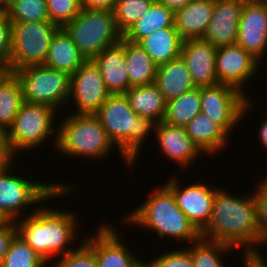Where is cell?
<instances>
[{"label": "cell", "mask_w": 267, "mask_h": 267, "mask_svg": "<svg viewBox=\"0 0 267 267\" xmlns=\"http://www.w3.org/2000/svg\"><path fill=\"white\" fill-rule=\"evenodd\" d=\"M227 191L220 187L216 190L211 218L201 238L242 249V254H261L253 193L235 196Z\"/></svg>", "instance_id": "obj_1"}, {"label": "cell", "mask_w": 267, "mask_h": 267, "mask_svg": "<svg viewBox=\"0 0 267 267\" xmlns=\"http://www.w3.org/2000/svg\"><path fill=\"white\" fill-rule=\"evenodd\" d=\"M40 206L15 221L17 233L42 259L53 264L54 257L59 259L78 247L73 244L79 235V222L74 211Z\"/></svg>", "instance_id": "obj_2"}, {"label": "cell", "mask_w": 267, "mask_h": 267, "mask_svg": "<svg viewBox=\"0 0 267 267\" xmlns=\"http://www.w3.org/2000/svg\"><path fill=\"white\" fill-rule=\"evenodd\" d=\"M94 115L117 147L126 168H133L141 154L143 142L152 132L155 135L158 122L138 116L125 94H111Z\"/></svg>", "instance_id": "obj_3"}, {"label": "cell", "mask_w": 267, "mask_h": 267, "mask_svg": "<svg viewBox=\"0 0 267 267\" xmlns=\"http://www.w3.org/2000/svg\"><path fill=\"white\" fill-rule=\"evenodd\" d=\"M154 187L147 199L137 208L131 210L123 222L126 225L148 228L156 232V237L192 243L201 238V232L191 223L186 215L178 208L171 190L164 184ZM180 240V241H179Z\"/></svg>", "instance_id": "obj_4"}, {"label": "cell", "mask_w": 267, "mask_h": 267, "mask_svg": "<svg viewBox=\"0 0 267 267\" xmlns=\"http://www.w3.org/2000/svg\"><path fill=\"white\" fill-rule=\"evenodd\" d=\"M12 168L13 166L0 173V214L6 221H17L19 218L30 215V211L29 214L25 212L28 207L37 208L36 204L68 196L75 193V190L77 191L78 186L74 184L36 182L30 177L29 179L24 178L23 175L20 177L16 175L17 173H12L14 170Z\"/></svg>", "instance_id": "obj_5"}, {"label": "cell", "mask_w": 267, "mask_h": 267, "mask_svg": "<svg viewBox=\"0 0 267 267\" xmlns=\"http://www.w3.org/2000/svg\"><path fill=\"white\" fill-rule=\"evenodd\" d=\"M58 122L56 150L68 158L81 157L100 160L107 158L116 146L109 139L94 114H74Z\"/></svg>", "instance_id": "obj_6"}, {"label": "cell", "mask_w": 267, "mask_h": 267, "mask_svg": "<svg viewBox=\"0 0 267 267\" xmlns=\"http://www.w3.org/2000/svg\"><path fill=\"white\" fill-rule=\"evenodd\" d=\"M58 112L60 114V111L46 104L23 102L12 125L5 132L12 152L18 157L20 152L24 154L33 148L44 146L51 138L56 148L58 129L55 128L58 127L54 126H58L55 125Z\"/></svg>", "instance_id": "obj_7"}, {"label": "cell", "mask_w": 267, "mask_h": 267, "mask_svg": "<svg viewBox=\"0 0 267 267\" xmlns=\"http://www.w3.org/2000/svg\"><path fill=\"white\" fill-rule=\"evenodd\" d=\"M62 28L86 60H91L104 49L116 45L123 37L116 28L113 11L109 10L82 8Z\"/></svg>", "instance_id": "obj_8"}, {"label": "cell", "mask_w": 267, "mask_h": 267, "mask_svg": "<svg viewBox=\"0 0 267 267\" xmlns=\"http://www.w3.org/2000/svg\"><path fill=\"white\" fill-rule=\"evenodd\" d=\"M22 87L23 101L65 108L70 97L71 75L45 65H32L13 72ZM67 103V104H66Z\"/></svg>", "instance_id": "obj_9"}, {"label": "cell", "mask_w": 267, "mask_h": 267, "mask_svg": "<svg viewBox=\"0 0 267 267\" xmlns=\"http://www.w3.org/2000/svg\"><path fill=\"white\" fill-rule=\"evenodd\" d=\"M60 27L52 22L12 23L10 72L32 65H43L51 39Z\"/></svg>", "instance_id": "obj_10"}, {"label": "cell", "mask_w": 267, "mask_h": 267, "mask_svg": "<svg viewBox=\"0 0 267 267\" xmlns=\"http://www.w3.org/2000/svg\"><path fill=\"white\" fill-rule=\"evenodd\" d=\"M201 112L219 124L229 135L245 119L253 108L250 94L248 97L227 84L201 87ZM239 123V124H238Z\"/></svg>", "instance_id": "obj_11"}, {"label": "cell", "mask_w": 267, "mask_h": 267, "mask_svg": "<svg viewBox=\"0 0 267 267\" xmlns=\"http://www.w3.org/2000/svg\"><path fill=\"white\" fill-rule=\"evenodd\" d=\"M107 222V223H106ZM109 221L83 240L94 251L99 267H144L145 260L123 242V232ZM122 236V237H121Z\"/></svg>", "instance_id": "obj_12"}, {"label": "cell", "mask_w": 267, "mask_h": 267, "mask_svg": "<svg viewBox=\"0 0 267 267\" xmlns=\"http://www.w3.org/2000/svg\"><path fill=\"white\" fill-rule=\"evenodd\" d=\"M110 95L102 74L92 59L86 60L71 74L68 104L71 106L72 102L75 105L74 114H95Z\"/></svg>", "instance_id": "obj_13"}, {"label": "cell", "mask_w": 267, "mask_h": 267, "mask_svg": "<svg viewBox=\"0 0 267 267\" xmlns=\"http://www.w3.org/2000/svg\"><path fill=\"white\" fill-rule=\"evenodd\" d=\"M164 184L173 193L178 208L201 232L210 221L217 187H211L201 181L191 183L187 187L182 186L179 178L173 175L167 178Z\"/></svg>", "instance_id": "obj_14"}, {"label": "cell", "mask_w": 267, "mask_h": 267, "mask_svg": "<svg viewBox=\"0 0 267 267\" xmlns=\"http://www.w3.org/2000/svg\"><path fill=\"white\" fill-rule=\"evenodd\" d=\"M260 64L259 60L237 44L218 47L215 58L218 83L233 86L248 97L242 87L257 75Z\"/></svg>", "instance_id": "obj_15"}, {"label": "cell", "mask_w": 267, "mask_h": 267, "mask_svg": "<svg viewBox=\"0 0 267 267\" xmlns=\"http://www.w3.org/2000/svg\"><path fill=\"white\" fill-rule=\"evenodd\" d=\"M236 44L262 63L263 57L267 53V1L245 2L241 12Z\"/></svg>", "instance_id": "obj_16"}, {"label": "cell", "mask_w": 267, "mask_h": 267, "mask_svg": "<svg viewBox=\"0 0 267 267\" xmlns=\"http://www.w3.org/2000/svg\"><path fill=\"white\" fill-rule=\"evenodd\" d=\"M217 48L202 38L182 42L180 57L187 65L196 88L218 84L215 58Z\"/></svg>", "instance_id": "obj_17"}, {"label": "cell", "mask_w": 267, "mask_h": 267, "mask_svg": "<svg viewBox=\"0 0 267 267\" xmlns=\"http://www.w3.org/2000/svg\"><path fill=\"white\" fill-rule=\"evenodd\" d=\"M246 0H215L212 18L202 39L216 48L235 45Z\"/></svg>", "instance_id": "obj_18"}, {"label": "cell", "mask_w": 267, "mask_h": 267, "mask_svg": "<svg viewBox=\"0 0 267 267\" xmlns=\"http://www.w3.org/2000/svg\"><path fill=\"white\" fill-rule=\"evenodd\" d=\"M156 142L162 155L186 169L203 154L187 135L185 127L169 125L163 121L156 127Z\"/></svg>", "instance_id": "obj_19"}, {"label": "cell", "mask_w": 267, "mask_h": 267, "mask_svg": "<svg viewBox=\"0 0 267 267\" xmlns=\"http://www.w3.org/2000/svg\"><path fill=\"white\" fill-rule=\"evenodd\" d=\"M92 60L98 66L111 94H124L130 88L123 37L119 43L104 49Z\"/></svg>", "instance_id": "obj_20"}, {"label": "cell", "mask_w": 267, "mask_h": 267, "mask_svg": "<svg viewBox=\"0 0 267 267\" xmlns=\"http://www.w3.org/2000/svg\"><path fill=\"white\" fill-rule=\"evenodd\" d=\"M215 0H191L174 12V26L184 40L202 38L212 18Z\"/></svg>", "instance_id": "obj_21"}, {"label": "cell", "mask_w": 267, "mask_h": 267, "mask_svg": "<svg viewBox=\"0 0 267 267\" xmlns=\"http://www.w3.org/2000/svg\"><path fill=\"white\" fill-rule=\"evenodd\" d=\"M185 130L193 143L206 156L222 152L220 150L226 148L227 141H231L229 139L231 135L202 112L185 126Z\"/></svg>", "instance_id": "obj_22"}, {"label": "cell", "mask_w": 267, "mask_h": 267, "mask_svg": "<svg viewBox=\"0 0 267 267\" xmlns=\"http://www.w3.org/2000/svg\"><path fill=\"white\" fill-rule=\"evenodd\" d=\"M154 84L166 101L195 88L187 65L181 57L159 65Z\"/></svg>", "instance_id": "obj_23"}, {"label": "cell", "mask_w": 267, "mask_h": 267, "mask_svg": "<svg viewBox=\"0 0 267 267\" xmlns=\"http://www.w3.org/2000/svg\"><path fill=\"white\" fill-rule=\"evenodd\" d=\"M86 61L73 43L71 37L63 28H59L53 35L43 65L69 73H75Z\"/></svg>", "instance_id": "obj_24"}, {"label": "cell", "mask_w": 267, "mask_h": 267, "mask_svg": "<svg viewBox=\"0 0 267 267\" xmlns=\"http://www.w3.org/2000/svg\"><path fill=\"white\" fill-rule=\"evenodd\" d=\"M183 40L175 27L162 28L142 38L137 44L159 66L180 57Z\"/></svg>", "instance_id": "obj_25"}, {"label": "cell", "mask_w": 267, "mask_h": 267, "mask_svg": "<svg viewBox=\"0 0 267 267\" xmlns=\"http://www.w3.org/2000/svg\"><path fill=\"white\" fill-rule=\"evenodd\" d=\"M124 94L138 116L152 118L158 123L163 120L167 101L154 83L130 87Z\"/></svg>", "instance_id": "obj_26"}, {"label": "cell", "mask_w": 267, "mask_h": 267, "mask_svg": "<svg viewBox=\"0 0 267 267\" xmlns=\"http://www.w3.org/2000/svg\"><path fill=\"white\" fill-rule=\"evenodd\" d=\"M125 57L130 87L154 83L158 66L140 45L125 40Z\"/></svg>", "instance_id": "obj_27"}, {"label": "cell", "mask_w": 267, "mask_h": 267, "mask_svg": "<svg viewBox=\"0 0 267 267\" xmlns=\"http://www.w3.org/2000/svg\"><path fill=\"white\" fill-rule=\"evenodd\" d=\"M168 27H175L174 12L160 2L155 1L148 12L123 35V38L129 42L138 43L154 31Z\"/></svg>", "instance_id": "obj_28"}, {"label": "cell", "mask_w": 267, "mask_h": 267, "mask_svg": "<svg viewBox=\"0 0 267 267\" xmlns=\"http://www.w3.org/2000/svg\"><path fill=\"white\" fill-rule=\"evenodd\" d=\"M201 112L200 88L183 93L179 97L167 101L163 122L185 127Z\"/></svg>", "instance_id": "obj_29"}, {"label": "cell", "mask_w": 267, "mask_h": 267, "mask_svg": "<svg viewBox=\"0 0 267 267\" xmlns=\"http://www.w3.org/2000/svg\"><path fill=\"white\" fill-rule=\"evenodd\" d=\"M20 81L10 72L0 83V131L6 132L23 103Z\"/></svg>", "instance_id": "obj_30"}, {"label": "cell", "mask_w": 267, "mask_h": 267, "mask_svg": "<svg viewBox=\"0 0 267 267\" xmlns=\"http://www.w3.org/2000/svg\"><path fill=\"white\" fill-rule=\"evenodd\" d=\"M186 246L189 251L194 267H227L226 263L222 261L226 254H231L235 250L234 247L224 243L215 242L200 238ZM193 245V246H192Z\"/></svg>", "instance_id": "obj_31"}, {"label": "cell", "mask_w": 267, "mask_h": 267, "mask_svg": "<svg viewBox=\"0 0 267 267\" xmlns=\"http://www.w3.org/2000/svg\"><path fill=\"white\" fill-rule=\"evenodd\" d=\"M46 264L47 262L17 233L0 267H44Z\"/></svg>", "instance_id": "obj_32"}, {"label": "cell", "mask_w": 267, "mask_h": 267, "mask_svg": "<svg viewBox=\"0 0 267 267\" xmlns=\"http://www.w3.org/2000/svg\"><path fill=\"white\" fill-rule=\"evenodd\" d=\"M154 2L153 0H116L113 13L117 30L124 35L148 12Z\"/></svg>", "instance_id": "obj_33"}, {"label": "cell", "mask_w": 267, "mask_h": 267, "mask_svg": "<svg viewBox=\"0 0 267 267\" xmlns=\"http://www.w3.org/2000/svg\"><path fill=\"white\" fill-rule=\"evenodd\" d=\"M5 15L11 23L50 22L47 0H11Z\"/></svg>", "instance_id": "obj_34"}, {"label": "cell", "mask_w": 267, "mask_h": 267, "mask_svg": "<svg viewBox=\"0 0 267 267\" xmlns=\"http://www.w3.org/2000/svg\"><path fill=\"white\" fill-rule=\"evenodd\" d=\"M81 9L80 0H47L49 21L60 28L72 21Z\"/></svg>", "instance_id": "obj_35"}, {"label": "cell", "mask_w": 267, "mask_h": 267, "mask_svg": "<svg viewBox=\"0 0 267 267\" xmlns=\"http://www.w3.org/2000/svg\"><path fill=\"white\" fill-rule=\"evenodd\" d=\"M78 243L76 249L60 257L59 260H54L56 261L53 263L54 267H99L94 251L84 240H80Z\"/></svg>", "instance_id": "obj_36"}, {"label": "cell", "mask_w": 267, "mask_h": 267, "mask_svg": "<svg viewBox=\"0 0 267 267\" xmlns=\"http://www.w3.org/2000/svg\"><path fill=\"white\" fill-rule=\"evenodd\" d=\"M145 265L147 267H194L191 255L185 246L163 251V254H158V257L155 256L152 261L146 260Z\"/></svg>", "instance_id": "obj_37"}, {"label": "cell", "mask_w": 267, "mask_h": 267, "mask_svg": "<svg viewBox=\"0 0 267 267\" xmlns=\"http://www.w3.org/2000/svg\"><path fill=\"white\" fill-rule=\"evenodd\" d=\"M253 192L258 217L259 245H267V188L256 182Z\"/></svg>", "instance_id": "obj_38"}, {"label": "cell", "mask_w": 267, "mask_h": 267, "mask_svg": "<svg viewBox=\"0 0 267 267\" xmlns=\"http://www.w3.org/2000/svg\"><path fill=\"white\" fill-rule=\"evenodd\" d=\"M12 46V23L5 14L0 15V64L9 66Z\"/></svg>", "instance_id": "obj_39"}, {"label": "cell", "mask_w": 267, "mask_h": 267, "mask_svg": "<svg viewBox=\"0 0 267 267\" xmlns=\"http://www.w3.org/2000/svg\"><path fill=\"white\" fill-rule=\"evenodd\" d=\"M16 234L17 226L15 221H6L0 226V266Z\"/></svg>", "instance_id": "obj_40"}, {"label": "cell", "mask_w": 267, "mask_h": 267, "mask_svg": "<svg viewBox=\"0 0 267 267\" xmlns=\"http://www.w3.org/2000/svg\"><path fill=\"white\" fill-rule=\"evenodd\" d=\"M15 158L18 157L12 152L6 140L5 132L0 131V173L5 172L12 165L15 166Z\"/></svg>", "instance_id": "obj_41"}, {"label": "cell", "mask_w": 267, "mask_h": 267, "mask_svg": "<svg viewBox=\"0 0 267 267\" xmlns=\"http://www.w3.org/2000/svg\"><path fill=\"white\" fill-rule=\"evenodd\" d=\"M81 8L113 11L116 0H80Z\"/></svg>", "instance_id": "obj_42"}, {"label": "cell", "mask_w": 267, "mask_h": 267, "mask_svg": "<svg viewBox=\"0 0 267 267\" xmlns=\"http://www.w3.org/2000/svg\"><path fill=\"white\" fill-rule=\"evenodd\" d=\"M244 267H267L266 257L263 254H242Z\"/></svg>", "instance_id": "obj_43"}, {"label": "cell", "mask_w": 267, "mask_h": 267, "mask_svg": "<svg viewBox=\"0 0 267 267\" xmlns=\"http://www.w3.org/2000/svg\"><path fill=\"white\" fill-rule=\"evenodd\" d=\"M191 0H157L173 12L185 7Z\"/></svg>", "instance_id": "obj_44"}, {"label": "cell", "mask_w": 267, "mask_h": 267, "mask_svg": "<svg viewBox=\"0 0 267 267\" xmlns=\"http://www.w3.org/2000/svg\"><path fill=\"white\" fill-rule=\"evenodd\" d=\"M259 128L258 136L260 138V143H262V146L267 150V121L265 119H262Z\"/></svg>", "instance_id": "obj_45"}, {"label": "cell", "mask_w": 267, "mask_h": 267, "mask_svg": "<svg viewBox=\"0 0 267 267\" xmlns=\"http://www.w3.org/2000/svg\"><path fill=\"white\" fill-rule=\"evenodd\" d=\"M11 0H0V14H6L10 7Z\"/></svg>", "instance_id": "obj_46"}, {"label": "cell", "mask_w": 267, "mask_h": 267, "mask_svg": "<svg viewBox=\"0 0 267 267\" xmlns=\"http://www.w3.org/2000/svg\"><path fill=\"white\" fill-rule=\"evenodd\" d=\"M9 73V66L0 64V83Z\"/></svg>", "instance_id": "obj_47"}, {"label": "cell", "mask_w": 267, "mask_h": 267, "mask_svg": "<svg viewBox=\"0 0 267 267\" xmlns=\"http://www.w3.org/2000/svg\"><path fill=\"white\" fill-rule=\"evenodd\" d=\"M265 177L261 178V180H258L259 184L263 187V188H267V175H264Z\"/></svg>", "instance_id": "obj_48"}, {"label": "cell", "mask_w": 267, "mask_h": 267, "mask_svg": "<svg viewBox=\"0 0 267 267\" xmlns=\"http://www.w3.org/2000/svg\"><path fill=\"white\" fill-rule=\"evenodd\" d=\"M6 222V220L1 216V214H0V226L3 224V223H5Z\"/></svg>", "instance_id": "obj_49"}, {"label": "cell", "mask_w": 267, "mask_h": 267, "mask_svg": "<svg viewBox=\"0 0 267 267\" xmlns=\"http://www.w3.org/2000/svg\"><path fill=\"white\" fill-rule=\"evenodd\" d=\"M44 267H54L53 264L47 263Z\"/></svg>", "instance_id": "obj_50"}]
</instances>
